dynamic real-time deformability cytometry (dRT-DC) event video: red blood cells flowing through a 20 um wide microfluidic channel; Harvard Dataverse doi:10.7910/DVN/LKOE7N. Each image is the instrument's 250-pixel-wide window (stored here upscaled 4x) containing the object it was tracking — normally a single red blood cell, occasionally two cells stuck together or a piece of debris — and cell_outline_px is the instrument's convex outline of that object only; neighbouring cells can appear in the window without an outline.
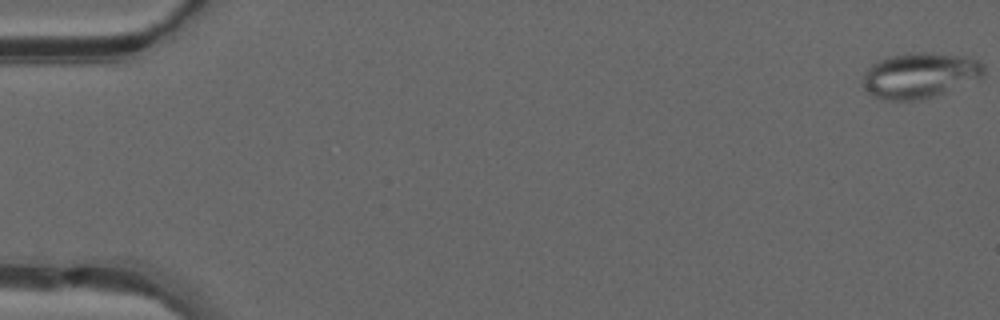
{"species": "common noctule bat (a hibernating species)", "species_latin": "Nyctalus noctula", "temperature_condition": "warm", "stored_images_in_passage": 49, "camera_frame_rate_fps": 3000, "um_per_image_px": 0.085, "animal": {"sex": "male", "forearm_length_mm": 52.5}, "frame": {"image": 1, "passage_image": 1, "time_ms": 0.0, "image_size_px": [1000, 320], "cell_outline_px": [[984, 72], [980, 80], [932, 96], [916, 100], [888, 100], [872, 96], [868, 92], [864, 84], [864, 76], [868, 68], [872, 64], [888, 56], [908, 52], [928, 52], [964, 56], [976, 60], [984, 64]], "centroid_in_image_um": [78.22, 6.39], "position_along_channel_um": 6.8, "area_um2": 31.96}}
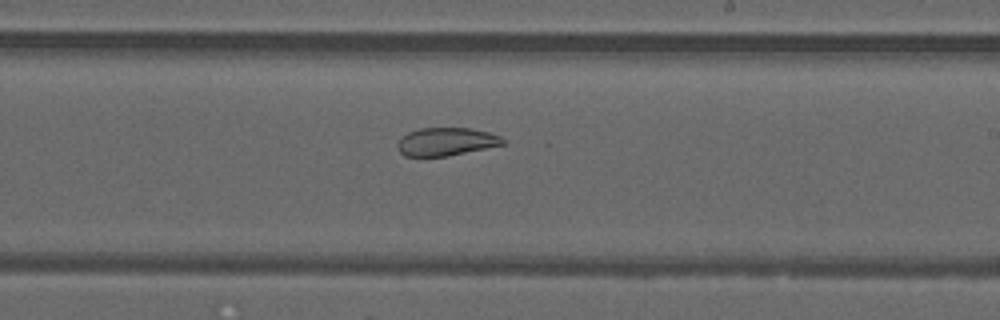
{"frame": {"image": 2, "passage_image": 30, "time_ms": 9.667, "image_size_px": [1000, 320], "cell_outline_px": [[504, 144], [448, 156], [404, 156], [396, 148], [396, 144], [400, 136], [408, 132], [420, 128], [472, 128], [488, 132], [500, 136], [504, 140]], "centroid_in_image_um": [37.86, 12.04], "position_along_channel_um": 251.1, "area_um2": 17.28}}
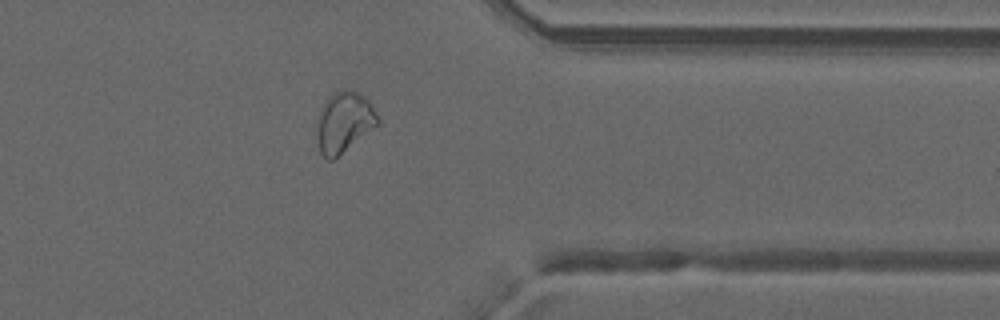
{"frame": {"image": 3, "passage_image": 40, "time_ms": 13.0, "image_size_px": [1000, 320], "cell_outline_px": [[380, 124], [332, 160], [328, 160], [320, 152], [316, 136], [320, 112], [328, 96], [344, 88], [352, 88], [364, 96], [368, 100], [380, 120]], "centroid_in_image_um": [29.26, 10.36], "position_along_channel_um": 382.1, "area_um2": 21.39}, "authors_computed_cell_mechanics": {"area_um2": 24.2182, "velocity_mm_per_s": 4.2087, "shape_relaxation_time_tau1_ms": null, "shape_relaxation_time_tau2_ms": 1.6998, "deformation_change_tau1": null, "deformation_change_tau2": 0.0756}}